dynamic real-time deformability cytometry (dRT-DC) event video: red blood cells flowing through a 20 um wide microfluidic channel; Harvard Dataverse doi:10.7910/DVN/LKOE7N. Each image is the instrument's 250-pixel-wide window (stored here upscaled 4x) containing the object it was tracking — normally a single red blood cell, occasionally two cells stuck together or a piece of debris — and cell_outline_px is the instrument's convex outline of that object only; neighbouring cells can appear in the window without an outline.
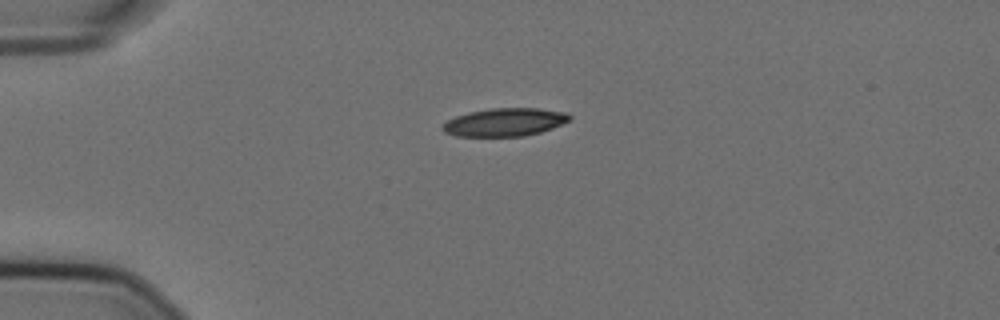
{"species": "Egyptian fruit bat (a non-hibernating species)", "species_latin": "Rousettus aegyptiacus", "temperature_condition": "cold", "stored_images_in_passage": 43, "camera_frame_rate_fps": 3000, "um_per_image_px": 0.085, "animal": {"sex": "female"}, "frame": {"image": 1, "passage_image": 1, "time_ms": 0.0, "image_size_px": [1000, 320], "cell_outline_px": [[572, 120], [552, 128], [540, 132], [524, 136], [456, 136], [444, 132], [440, 128], [448, 120], [456, 116], [472, 112], [492, 108], [540, 108], [568, 112], [572, 116]], "centroid_in_image_um": [42.96, 10.38], "position_along_channel_um": 42.0, "area_um2": 20.81}}
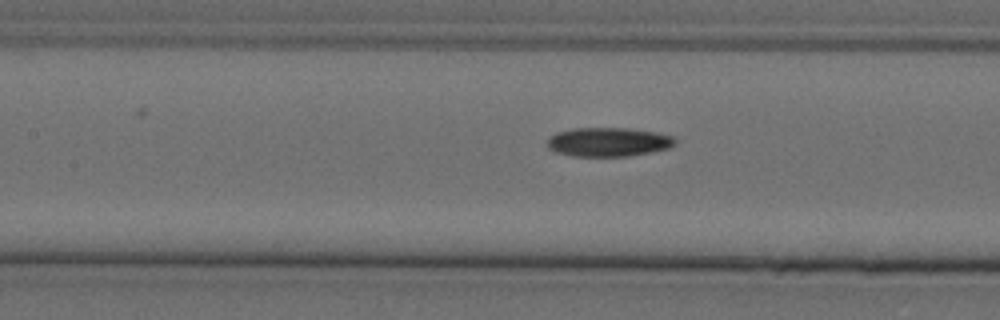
{"frame": {"image": 2, "passage_image": 13, "time_ms": 4.0, "image_size_px": [1000, 320], "cell_outline_px": [[676, 144], [668, 148], [652, 152], [628, 156], [572, 156], [556, 152], [548, 148], [548, 140], [556, 132], [572, 128], [628, 128], [656, 132], [672, 136], [676, 140]], "centroid_in_image_um": [51.72, 12.07], "position_along_channel_um": 155.7, "area_um2": 21.62}}
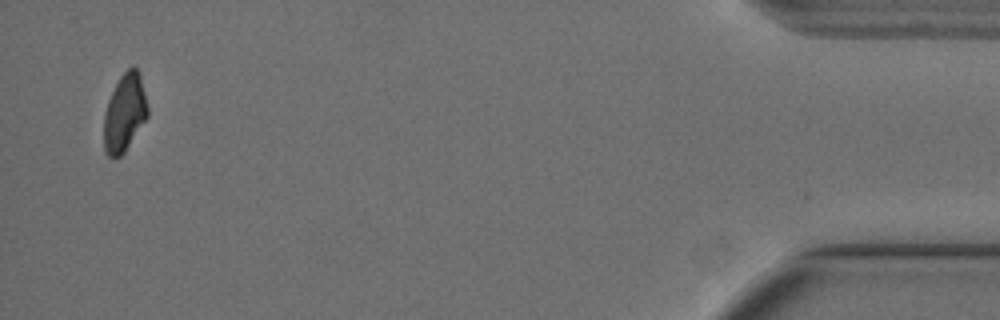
{"frame": {"image": 3, "passage_image": 42, "time_ms": 13.667, "image_size_px": [1000, 320], "cell_outline_px": [[148, 116], [124, 152], [120, 156], [108, 156], [104, 152], [104, 112], [108, 100], [120, 76], [132, 64], [140, 72], [148, 108]], "centroid_in_image_um": [10.59, 9.56], "position_along_channel_um": 424.6, "area_um2": 19.77}}